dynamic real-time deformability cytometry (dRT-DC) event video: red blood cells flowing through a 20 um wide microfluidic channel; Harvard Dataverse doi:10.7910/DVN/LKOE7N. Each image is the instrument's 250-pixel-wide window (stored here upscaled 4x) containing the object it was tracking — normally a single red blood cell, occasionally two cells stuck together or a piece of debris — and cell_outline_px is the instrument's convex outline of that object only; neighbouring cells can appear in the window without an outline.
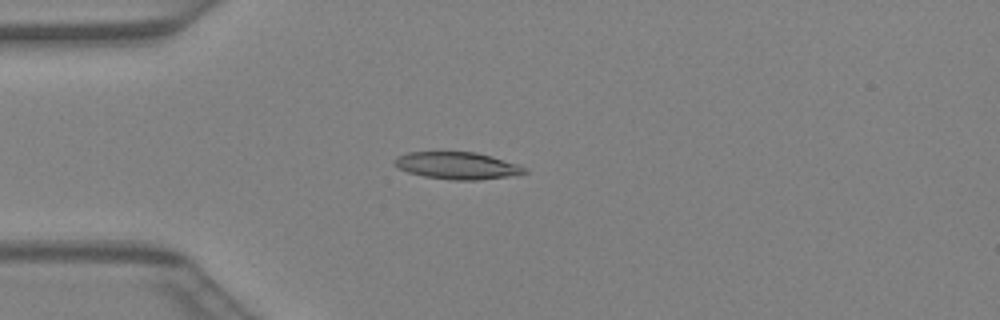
{"species": "Egyptian fruit bat (a non-hibernating species)", "species_latin": "Rousettus aegyptiacus", "temperature_condition": "warm", "stored_images_in_passage": 34, "camera_frame_rate_fps": 3000, "um_per_image_px": 0.085, "animal": {"sex": "female"}, "frame": {"image": 1, "passage_image": 7, "time_ms": 2.0, "image_size_px": [1000, 320], "cell_outline_px": [[528, 172], [508, 176], [476, 180], [452, 180], [424, 176], [408, 172], [392, 164], [392, 160], [408, 152], [476, 152], [492, 156], [528, 168]], "centroid_in_image_um": [38.86, 14.07], "position_along_channel_um": 46.1, "area_um2": 20.4}}
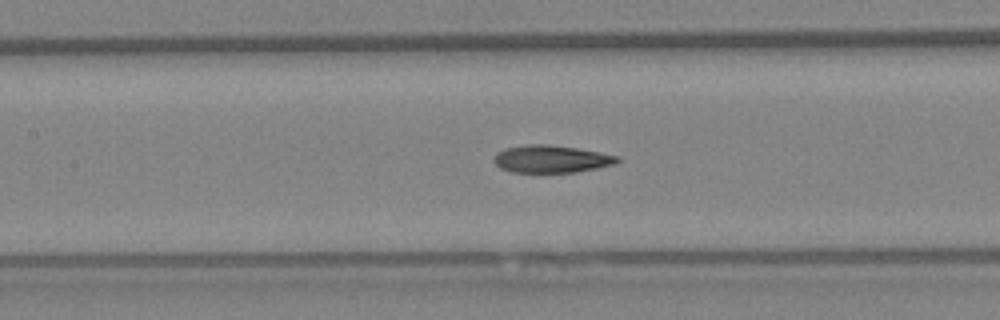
{"frame": {"image": 2, "passage_image": 15, "time_ms": 4.667, "image_size_px": [1000, 320], "cell_outline_px": [[620, 160], [616, 164], [576, 172], [512, 172], [500, 168], [492, 160], [496, 152], [504, 148], [528, 144], [548, 144], [576, 148], [600, 152], [620, 156]], "centroid_in_image_um": [46.85, 13.51], "position_along_channel_um": 160.6, "area_um2": 19.88}}
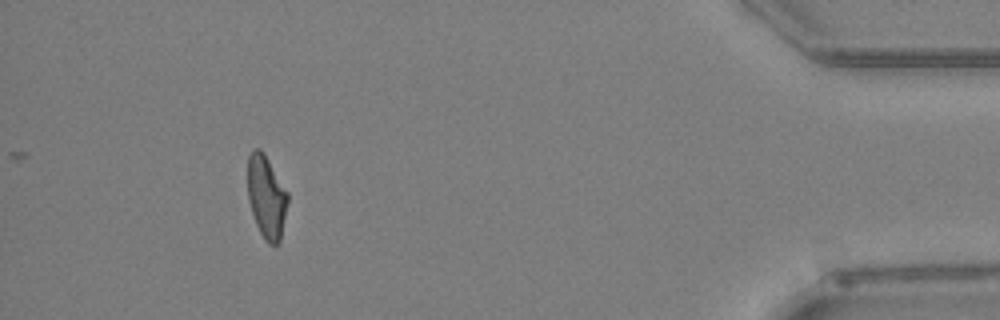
{"frame": {"image": 3, "passage_image": 34, "time_ms": 11.0, "image_size_px": [1000, 320], "cell_outline_px": [[288, 200], [280, 240], [276, 244], [268, 244], [264, 240], [256, 224], [248, 200], [248, 156], [252, 148], [260, 148], [288, 192]], "centroid_in_image_um": [22.63, 16.73], "position_along_channel_um": 412.6, "area_um2": 19.13}}